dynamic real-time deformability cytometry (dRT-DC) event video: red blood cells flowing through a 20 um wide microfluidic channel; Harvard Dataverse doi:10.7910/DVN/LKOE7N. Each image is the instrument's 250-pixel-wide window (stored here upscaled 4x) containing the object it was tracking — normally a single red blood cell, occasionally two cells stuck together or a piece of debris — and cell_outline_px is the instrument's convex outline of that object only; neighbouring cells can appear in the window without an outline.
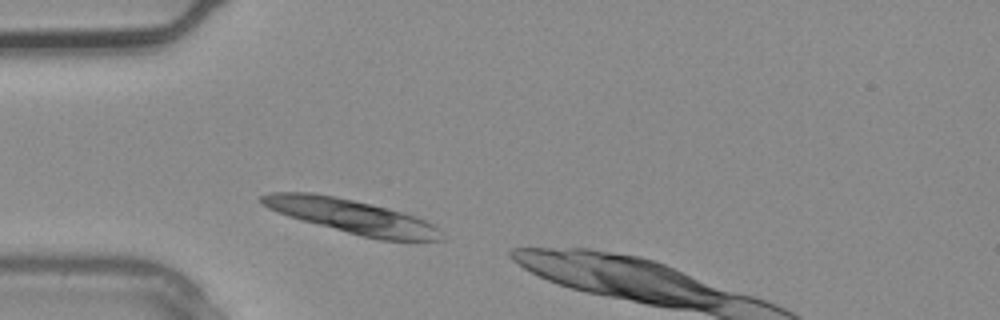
{"species": "common noctule bat (a hibernating species)", "species_latin": "Nyctalus noctula", "temperature_condition": "warm", "stored_images_in_passage": 2, "camera_frame_rate_fps": 3000, "um_per_image_px": 0.085, "animal": {"sex": "male", "body_mass_g": 20.4}, "frame": {"image": 1, "passage_image": 1, "time_ms": 0.0, "image_size_px": [1000, 320], "cell_outline_px": [[444, 240], [380, 240], [360, 236], [300, 220], [276, 212], [260, 204], [256, 200], [260, 196], [268, 192], [312, 192], [336, 196], [400, 212], [424, 220], [432, 224], [436, 228]], "centroid_in_image_um": [29.74, 18.38], "position_along_channel_um": 55.3, "area_um2": 35.26}}